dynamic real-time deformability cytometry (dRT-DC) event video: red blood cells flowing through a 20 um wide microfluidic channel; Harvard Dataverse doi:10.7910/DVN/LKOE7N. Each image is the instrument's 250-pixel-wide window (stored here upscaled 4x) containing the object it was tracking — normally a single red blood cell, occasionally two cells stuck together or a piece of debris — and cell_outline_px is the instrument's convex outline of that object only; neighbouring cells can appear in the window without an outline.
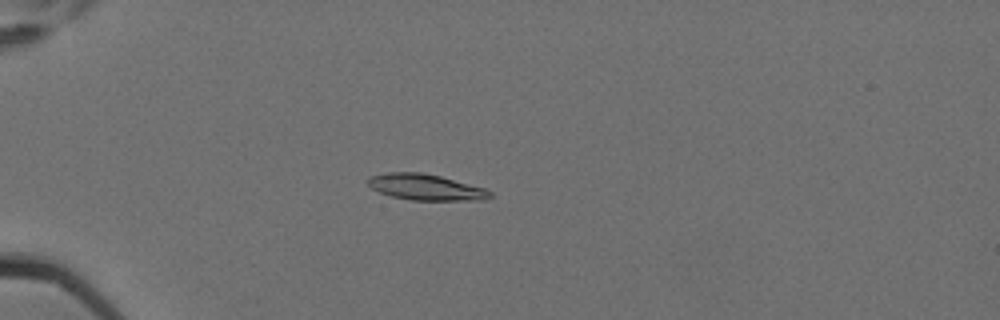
{"species": "Egyptian fruit bat (a non-hibernating species)", "species_latin": "Rousettus aegyptiacus", "temperature_condition": "cold", "stored_images_in_passage": 5, "camera_frame_rate_fps": 3000, "um_per_image_px": 0.085, "animal": {"sex": "female"}, "frame": {"image": 1, "passage_image": 5, "time_ms": 1.333, "image_size_px": [1000, 320], "cell_outline_px": [[492, 196], [484, 200], [412, 200], [392, 196], [380, 192], [372, 188], [368, 184], [368, 180], [372, 176], [384, 172], [420, 172], [440, 176], [484, 188], [492, 192]], "centroid_in_image_um": [36.2, 15.91], "position_along_channel_um": 48.8, "area_um2": 18.32}}